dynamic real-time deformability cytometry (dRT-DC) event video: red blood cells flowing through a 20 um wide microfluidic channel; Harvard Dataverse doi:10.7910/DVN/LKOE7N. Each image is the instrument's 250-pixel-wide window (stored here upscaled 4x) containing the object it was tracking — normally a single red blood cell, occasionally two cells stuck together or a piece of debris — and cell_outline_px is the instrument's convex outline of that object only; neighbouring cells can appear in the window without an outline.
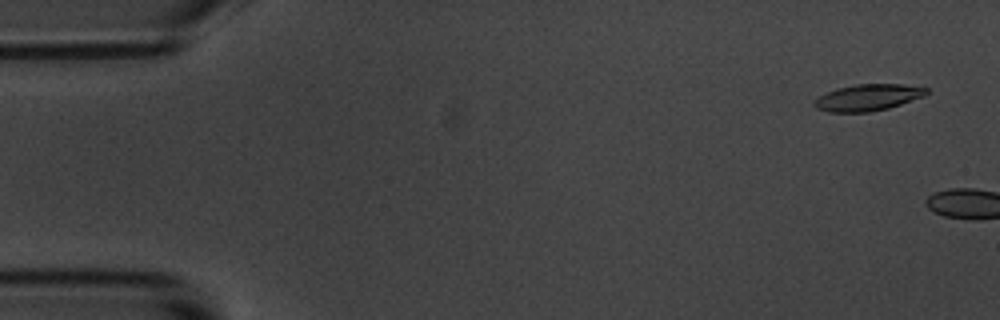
{"species": "common noctule bat (a hibernating species)", "species_latin": "Nyctalus noctula", "temperature_condition": "room temperature", "stored_images_in_passage": 2, "camera_frame_rate_fps": 3000, "um_per_image_px": 0.085, "animal": {"sex": "male", "body_mass_g": 20.1, "forearm_length_mm": 53.5}, "frame": {"image": 1, "passage_image": 1, "time_ms": 0.0, "image_size_px": [1000, 320], "cell_outline_px": [[928, 92], [924, 96], [888, 108], [868, 112], [828, 112], [816, 108], [812, 104], [820, 96], [836, 88], [856, 84], [904, 84], [928, 88]], "centroid_in_image_um": [73.77, 8.28], "position_along_channel_um": 11.2, "area_um2": 17.22}}